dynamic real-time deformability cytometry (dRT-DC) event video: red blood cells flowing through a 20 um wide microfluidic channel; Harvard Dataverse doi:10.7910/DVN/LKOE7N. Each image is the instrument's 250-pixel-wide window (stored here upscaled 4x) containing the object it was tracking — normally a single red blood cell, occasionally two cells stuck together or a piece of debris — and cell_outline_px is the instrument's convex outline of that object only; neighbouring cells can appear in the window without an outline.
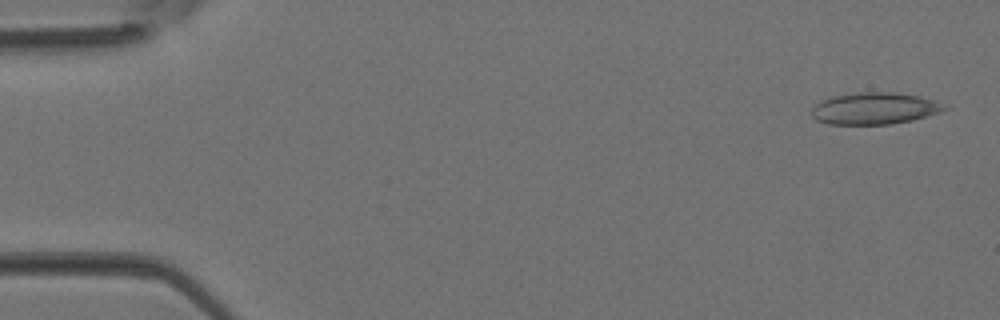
{"species": "Egyptian fruit bat (a non-hibernating species)", "species_latin": "Rousettus aegyptiacus", "temperature_condition": "room temperature", "stored_images_in_passage": 4, "camera_frame_rate_fps": 3000, "um_per_image_px": 0.085, "animal": {"sex": "female"}, "frame": {"image": 1, "passage_image": 1, "time_ms": 0.0, "image_size_px": [1000, 320], "cell_outline_px": [[948, 108], [940, 112], [928, 116], [912, 120], [892, 124], [828, 124], [816, 120], [812, 116], [812, 108], [820, 100], [832, 96], [860, 92], [892, 92], [916, 96], [948, 104]], "centroid_in_image_um": [74.33, 9.22], "position_along_channel_um": 10.7, "area_um2": 24.62}}
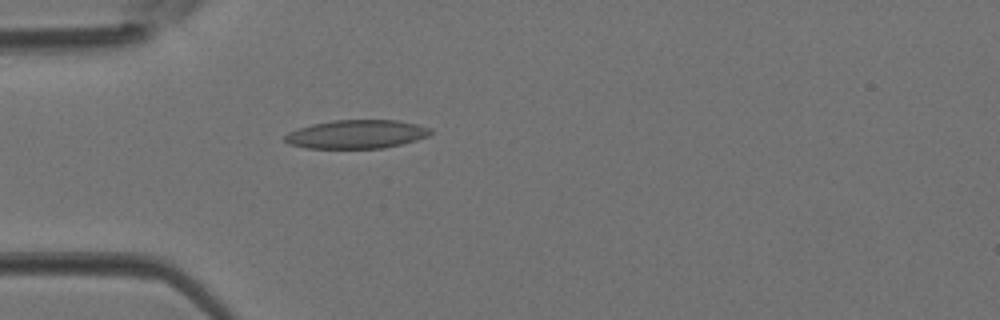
{"frame": {"image": 2, "passage_image": 4, "time_ms": 1.0, "image_size_px": [1000, 320], "cell_outline_px": [[432, 132], [428, 136], [416, 140], [384, 148], [304, 148], [288, 144], [284, 140], [284, 136], [288, 132], [312, 124], [332, 120], [400, 120], [432, 128]], "centroid_in_image_um": [30.3, 11.41], "position_along_channel_um": 54.7, "area_um2": 24.33}}